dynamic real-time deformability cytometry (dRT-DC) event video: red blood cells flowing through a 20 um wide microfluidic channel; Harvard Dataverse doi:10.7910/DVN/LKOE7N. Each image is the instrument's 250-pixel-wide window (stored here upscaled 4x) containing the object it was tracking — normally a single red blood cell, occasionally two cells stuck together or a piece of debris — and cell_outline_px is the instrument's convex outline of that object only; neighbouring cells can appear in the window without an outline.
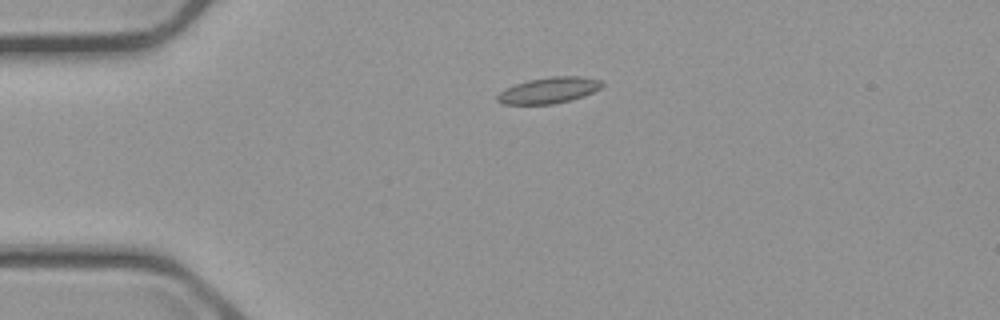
{"species": "common noctule bat (a hibernating species)", "species_latin": "Nyctalus noctula", "temperature_condition": "cold", "stored_images_in_passage": 4, "camera_frame_rate_fps": 3000, "um_per_image_px": 0.085, "animal": {"sex": "male", "body_mass_g": 23.1, "forearm_length_mm": 52.7}, "frame": {"image": 1, "passage_image": 4, "time_ms": 3.333, "image_size_px": [1000, 320], "cell_outline_px": [[604, 84], [600, 88], [592, 92], [568, 100], [552, 104], [504, 104], [496, 100], [496, 96], [504, 88], [528, 80], [552, 76], [580, 76], [600, 80]], "centroid_in_image_um": [46.61, 7.66], "position_along_channel_um": 38.4, "area_um2": 15.66}}